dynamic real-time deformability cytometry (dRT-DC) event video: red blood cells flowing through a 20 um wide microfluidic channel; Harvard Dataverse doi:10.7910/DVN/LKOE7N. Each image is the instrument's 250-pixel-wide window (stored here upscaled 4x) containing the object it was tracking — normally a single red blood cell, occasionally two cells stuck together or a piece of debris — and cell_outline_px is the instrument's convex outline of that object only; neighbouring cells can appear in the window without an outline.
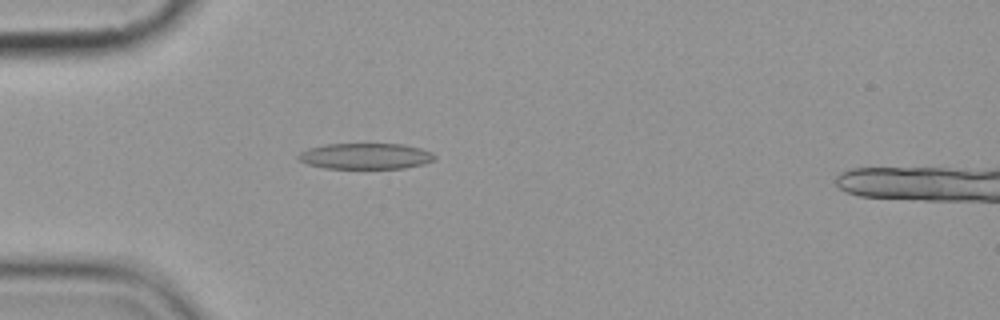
{"species": "common noctule bat (a hibernating species)", "species_latin": "Nyctalus noctula", "temperature_condition": "cold", "stored_images_in_passage": 3, "camera_frame_rate_fps": 3000, "um_per_image_px": 0.085, "animal": {"sex": "female", "body_mass_g": 19.9}, "frame": {"image": 1, "passage_image": 3, "time_ms": 2.333, "image_size_px": [1000, 320], "cell_outline_px": [[436, 156], [432, 160], [424, 164], [404, 168], [328, 168], [308, 164], [300, 160], [296, 156], [300, 152], [308, 148], [324, 144], [404, 144], [420, 148], [432, 152]], "centroid_in_image_um": [31.07, 13.26], "position_along_channel_um": 53.9, "area_um2": 20.52}}